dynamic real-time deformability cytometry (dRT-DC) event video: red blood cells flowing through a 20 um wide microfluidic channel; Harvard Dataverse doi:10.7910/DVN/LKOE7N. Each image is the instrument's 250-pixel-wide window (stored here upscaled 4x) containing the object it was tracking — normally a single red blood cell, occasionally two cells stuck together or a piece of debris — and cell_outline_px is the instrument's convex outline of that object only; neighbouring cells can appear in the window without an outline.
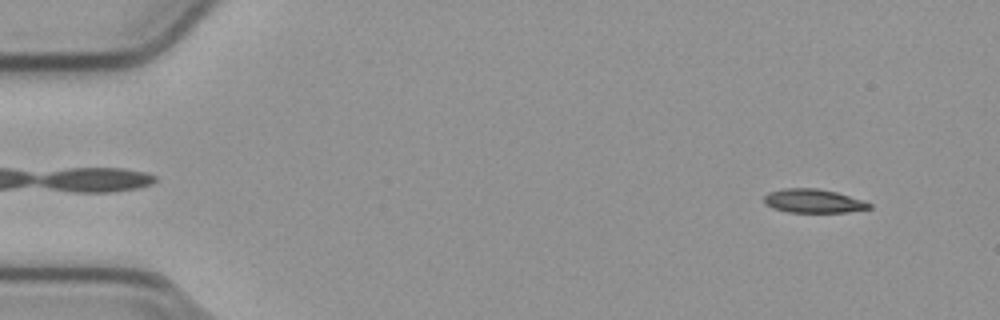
{"species": "common noctule bat (a hibernating species)", "species_latin": "Nyctalus noctula", "temperature_condition": "cold", "stored_images_in_passage": 53, "camera_frame_rate_fps": 3000, "um_per_image_px": 0.085, "animal": {"sex": "male", "body_mass_g": 23.1, "forearm_length_mm": 52.7}, "frame": {"image": 1, "passage_image": 4, "time_ms": 1.0, "image_size_px": [1000, 320], "cell_outline_px": [[872, 208], [848, 212], [788, 212], [772, 208], [764, 204], [764, 196], [768, 192], [780, 188], [816, 188], [836, 192], [872, 204]], "centroid_in_image_um": [69.07, 17.08], "position_along_channel_um": 15.9, "area_um2": 14.57}}
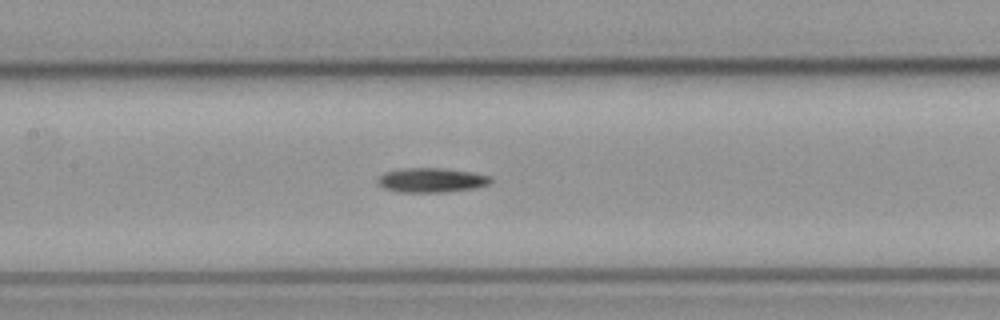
{"frame": {"image": 2, "passage_image": 25, "time_ms": 8.0, "image_size_px": [1000, 320], "cell_outline_px": [[492, 184], [476, 188], [444, 192], [396, 192], [384, 188], [376, 180], [384, 172], [400, 168], [440, 168], [468, 172], [492, 176]], "centroid_in_image_um": [36.68, 15.32], "position_along_channel_um": 170.7, "area_um2": 16.18}}
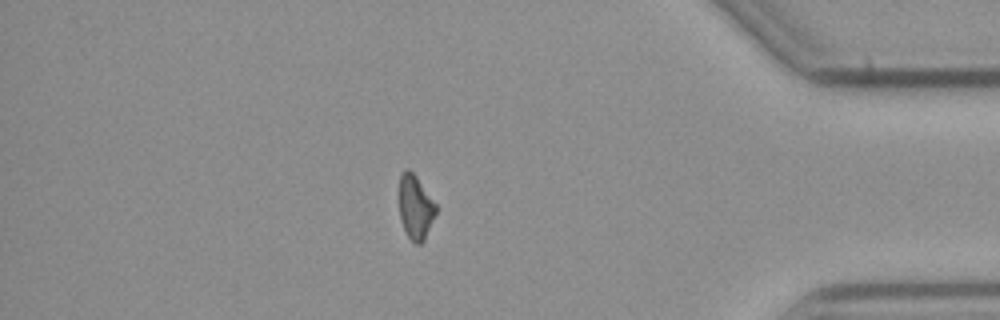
{"frame": {"image": 3, "passage_image": 46, "time_ms": 15.0, "image_size_px": [1000, 320], "cell_outline_px": [[436, 212], [424, 240], [420, 244], [416, 244], [408, 236], [400, 220], [400, 172], [404, 168], [408, 168], [416, 176], [436, 204]], "centroid_in_image_um": [35.3, 17.58], "position_along_channel_um": 399.9, "area_um2": 13.53}}